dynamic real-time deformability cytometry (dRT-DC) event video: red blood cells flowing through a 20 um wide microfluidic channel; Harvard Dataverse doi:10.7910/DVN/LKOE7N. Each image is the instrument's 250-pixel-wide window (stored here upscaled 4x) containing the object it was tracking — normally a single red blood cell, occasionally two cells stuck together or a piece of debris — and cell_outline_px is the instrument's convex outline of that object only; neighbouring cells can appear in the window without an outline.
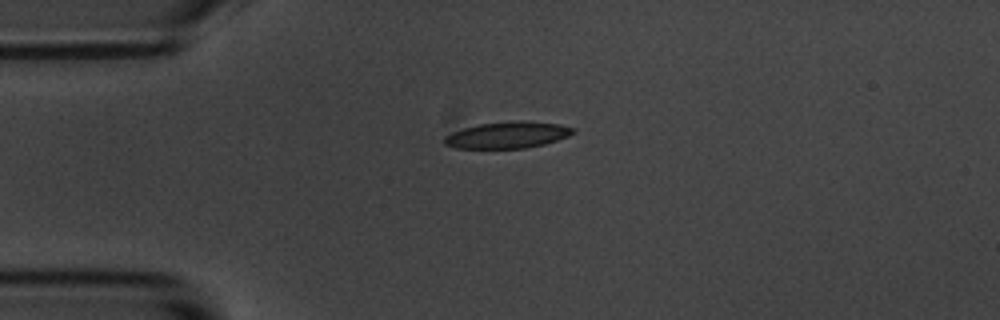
{"species": "common noctule bat (a hibernating species)", "species_latin": "Nyctalus noctula", "temperature_condition": "room temperature", "stored_images_in_passage": 38, "camera_frame_rate_fps": 3000, "um_per_image_px": 0.085, "animal": {"sex": "male", "body_mass_g": 20.1, "forearm_length_mm": 53.5}, "frame": {"image": 1, "passage_image": 1, "time_ms": 0.0, "image_size_px": [1000, 320], "cell_outline_px": [[576, 132], [568, 136], [544, 144], [524, 148], [456, 148], [444, 144], [444, 136], [452, 132], [464, 128], [480, 124], [512, 120], [520, 120], [560, 124], [576, 128]], "centroid_in_image_um": [43.16, 11.46], "position_along_channel_um": 41.8, "area_um2": 19.94}}
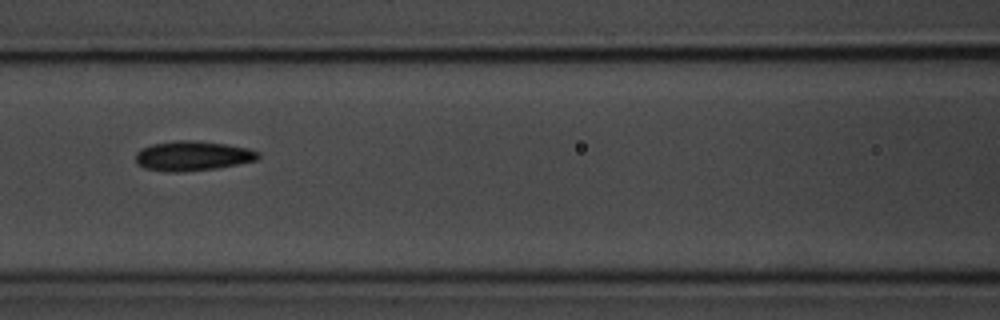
{"frame": {"image": 2, "passage_image": 12, "time_ms": 3.667, "image_size_px": [1000, 320], "cell_outline_px": [[260, 156], [256, 160], [216, 168], [180, 172], [168, 172], [144, 168], [136, 164], [136, 152], [140, 148], [152, 144], [176, 140], [196, 140], [224, 144], [248, 148], [260, 152]], "centroid_in_image_um": [16.33, 13.24], "position_along_channel_um": 150.3, "area_um2": 21.27}}
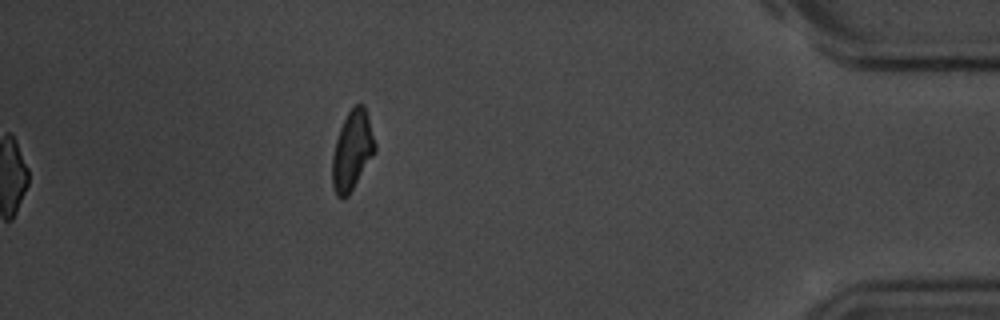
{"frame": {"image": 3, "passage_image": 38, "time_ms": 12.333, "image_size_px": [1000, 320], "cell_outline_px": [[376, 152], [348, 196], [336, 196], [332, 184], [332, 156], [336, 140], [340, 128], [348, 112], [356, 104], [364, 104], [368, 116], [376, 144]], "centroid_in_image_um": [29.95, 12.79], "position_along_channel_um": 405.3, "area_um2": 19.65}, "authors_computed_cell_mechanics": {"area_um2": 20.23, "velocity_mm_per_s": 3.5053, "shape_relaxation_time_tau1_ms": 3.5975, "shape_relaxation_time_tau2_ms": 4.7738, "deformation_change_tau1": 0.0986, "deformation_change_tau2": 0.1205}}